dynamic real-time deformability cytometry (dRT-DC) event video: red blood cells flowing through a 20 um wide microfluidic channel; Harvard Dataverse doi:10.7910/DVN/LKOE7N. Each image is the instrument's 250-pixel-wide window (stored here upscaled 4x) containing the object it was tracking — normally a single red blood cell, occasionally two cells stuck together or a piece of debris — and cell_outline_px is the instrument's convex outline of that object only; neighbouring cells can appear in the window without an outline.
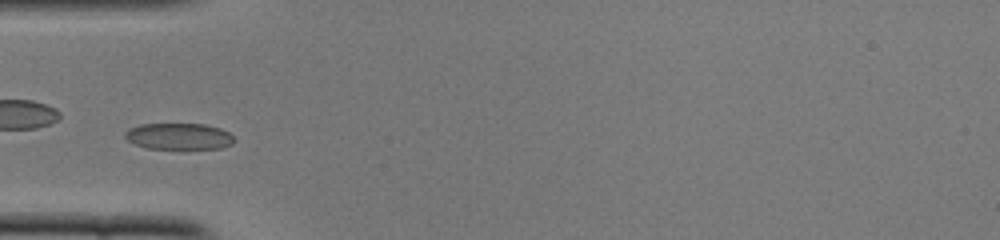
{"species": "common noctule bat (a hibernating species)", "species_latin": "Nyctalus noctula", "temperature_condition": "cold", "stored_images_in_passage": 42, "camera_frame_rate_fps": 3000, "um_per_image_px": 0.085, "animal": {"sex": "female", "body_mass_g": 22.0, "forearm_length_mm": 56.7}, "frame": {"image": 1, "passage_image": 7, "time_ms": 2.0, "image_size_px": [1000, 240], "cell_outline_px": [[236, 140], [232, 144], [220, 148], [148, 148], [136, 144], [128, 140], [124, 136], [124, 132], [128, 128], [140, 124], [204, 124], [220, 128], [228, 132]], "centroid_in_image_um": [15.2, 11.57], "position_along_channel_um": 69.8, "area_um2": 16.65}, "authors_computed_cell_mechanics": {"area_um2": 17.1955, "velocity_mm_per_s": 3.858, "shape_relaxation_time_tau1_ms": 1.4887, "shape_relaxation_time_tau2_ms": 3.2209, "deformation_change_tau1": 0.0756, "deformation_change_tau2": 0.0768}}